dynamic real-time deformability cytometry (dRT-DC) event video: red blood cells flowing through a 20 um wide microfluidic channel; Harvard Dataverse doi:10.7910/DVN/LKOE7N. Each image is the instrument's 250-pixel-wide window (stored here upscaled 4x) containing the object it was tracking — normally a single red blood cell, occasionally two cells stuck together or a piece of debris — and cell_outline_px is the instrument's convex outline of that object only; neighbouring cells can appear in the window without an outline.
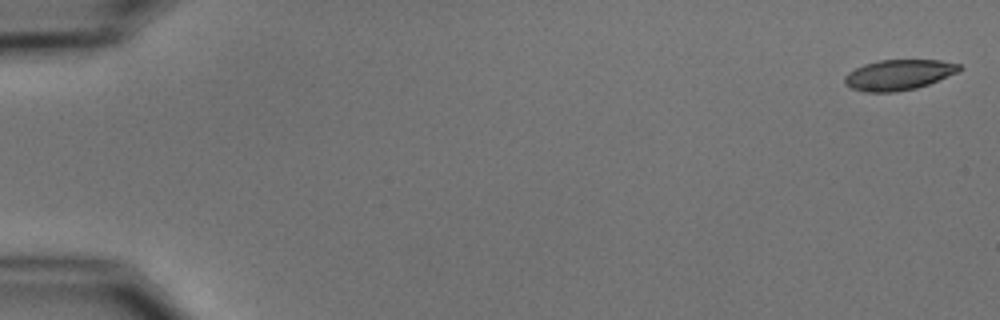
{"species": "common noctule bat (a hibernating species)", "species_latin": "Nyctalus noctula", "temperature_condition": "cold", "stored_images_in_passage": 10, "camera_frame_rate_fps": 3000, "um_per_image_px": 0.085, "animal": {"sex": "male", "body_mass_g": 15.6}, "frame": {"image": 1, "passage_image": 1, "time_ms": 0.0, "image_size_px": [1000, 320], "cell_outline_px": [[964, 68], [956, 72], [928, 84], [916, 88], [896, 92], [864, 92], [852, 88], [844, 84], [844, 76], [848, 72], [864, 64], [880, 60], [940, 60], [960, 64]], "centroid_in_image_um": [76.36, 6.36], "position_along_channel_um": 8.6, "area_um2": 20.29}}
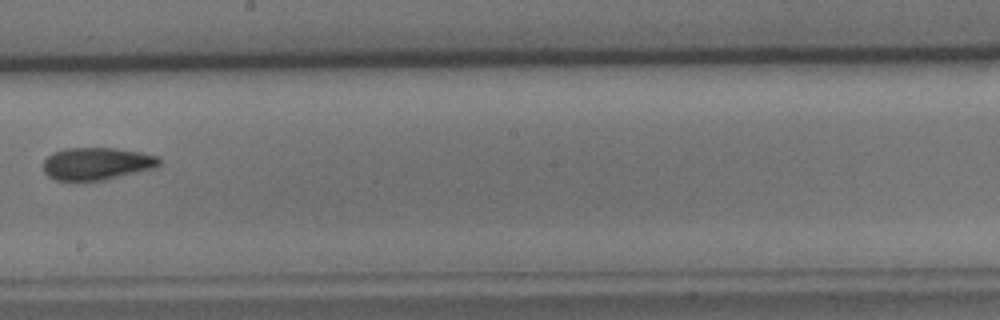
{"frame": {"image": 2, "passage_image": 9, "time_ms": 10.333, "image_size_px": [1000, 320], "cell_outline_px": [[160, 164], [156, 168], [104, 180], [76, 184], [56, 180], [48, 176], [44, 172], [44, 160], [52, 152], [64, 148], [116, 148], [140, 152], [160, 156]], "centroid_in_image_um": [8.2, 13.95], "position_along_channel_um": 240.0, "area_um2": 22.72}}
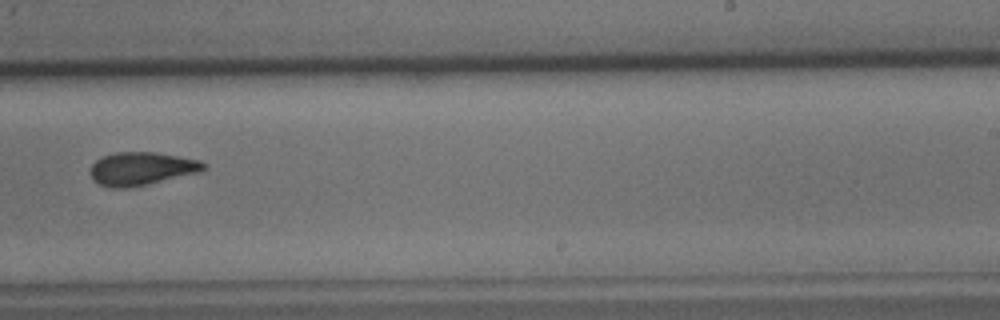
{"frame": {"image": 3, "passage_image": 10, "time_ms": 11.333, "image_size_px": [1000, 320], "cell_outline_px": [[208, 164], [200, 172], [148, 184], [128, 188], [112, 188], [100, 184], [92, 180], [88, 172], [88, 168], [96, 160], [104, 156], [116, 152], [156, 152], [200, 160]], "centroid_in_image_um": [12.0, 14.34], "position_along_channel_um": 277.0, "area_um2": 22.08}}